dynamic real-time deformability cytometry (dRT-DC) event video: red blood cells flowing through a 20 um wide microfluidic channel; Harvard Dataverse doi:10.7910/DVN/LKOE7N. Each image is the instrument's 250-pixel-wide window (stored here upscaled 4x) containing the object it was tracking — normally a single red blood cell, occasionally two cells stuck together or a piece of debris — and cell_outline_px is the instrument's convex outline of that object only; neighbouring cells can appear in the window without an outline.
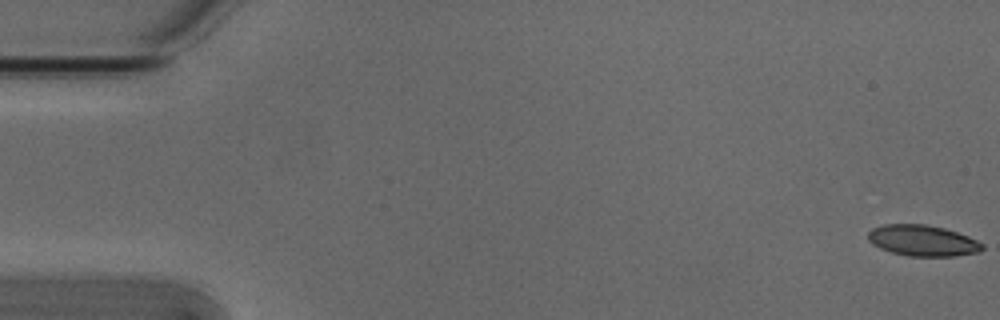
{"species": "Egyptian fruit bat (a non-hibernating species)", "species_latin": "Rousettus aegyptiacus", "temperature_condition": "cold", "stored_images_in_passage": 50, "camera_frame_rate_fps": 3000, "um_per_image_px": 0.085, "animal": {"sex": "male"}, "frame": {"image": 1, "passage_image": 1, "time_ms": 0.0, "image_size_px": [1000, 320], "cell_outline_px": [[984, 248], [980, 252], [956, 256], [908, 256], [892, 252], [880, 248], [872, 244], [868, 240], [868, 232], [872, 228], [884, 224], [924, 224], [944, 228], [968, 236], [984, 244]], "centroid_in_image_um": [78.43, 20.45], "position_along_channel_um": 6.6, "area_um2": 20.69}}
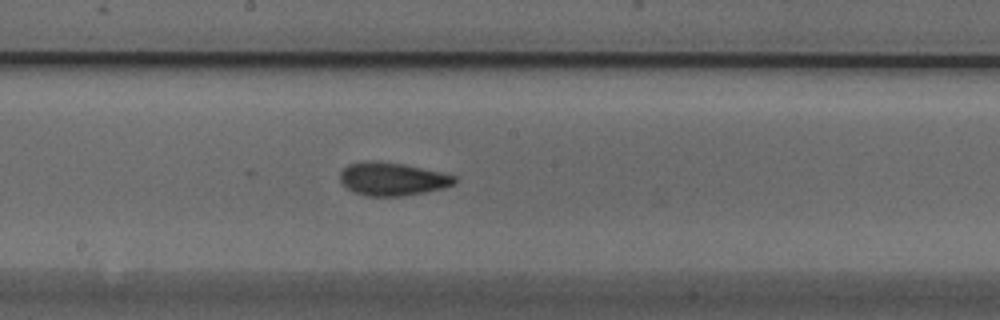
{"frame": {"image": 2, "passage_image": 29, "time_ms": 9.333, "image_size_px": [1000, 320], "cell_outline_px": [[456, 184], [444, 188], [404, 196], [364, 196], [348, 188], [340, 180], [340, 172], [348, 164], [364, 160], [372, 160], [404, 164], [444, 172], [456, 176]], "centroid_in_image_um": [33.38, 15.2], "position_along_channel_um": 214.8, "area_um2": 22.31}}
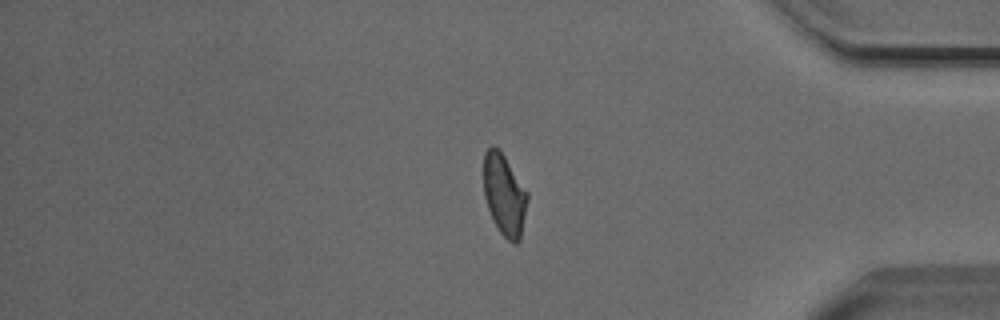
{"frame": {"image": 3, "passage_image": 45, "time_ms": 14.667, "image_size_px": [1000, 320], "cell_outline_px": [[528, 200], [520, 240], [516, 244], [508, 240], [500, 232], [492, 220], [484, 196], [484, 152], [492, 144], [500, 148], [528, 192]], "centroid_in_image_um": [42.87, 16.53], "position_along_channel_um": 392.3, "area_um2": 21.04}}